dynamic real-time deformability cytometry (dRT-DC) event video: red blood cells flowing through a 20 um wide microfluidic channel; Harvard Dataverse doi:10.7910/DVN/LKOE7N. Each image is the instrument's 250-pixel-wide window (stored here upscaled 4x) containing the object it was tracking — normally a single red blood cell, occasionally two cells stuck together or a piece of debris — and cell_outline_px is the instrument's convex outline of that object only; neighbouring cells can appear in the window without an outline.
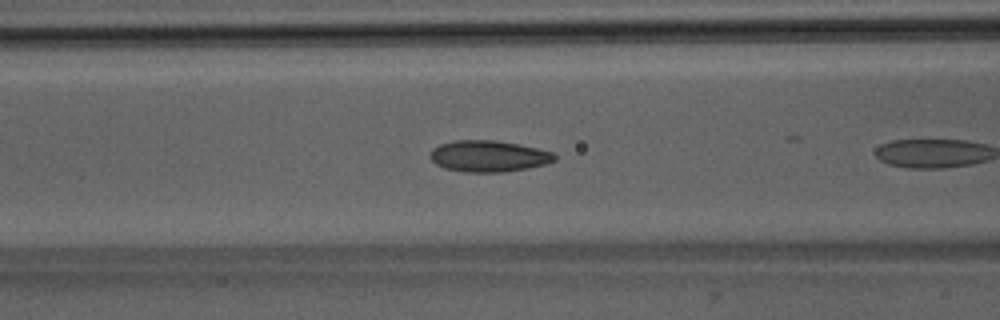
{"species": "Egyptian fruit bat (a non-hibernating species)", "species_latin": "Rousettus aegyptiacus", "temperature_condition": "room temperature", "stored_images_in_passage": 7, "camera_frame_rate_fps": 3000, "um_per_image_px": 0.085, "animal": {"sex": "male"}, "frame": {"image": 1, "passage_image": 6, "time_ms": 1.667, "image_size_px": [1000, 320], "cell_outline_px": [[556, 160], [548, 164], [528, 168], [504, 172], [464, 172], [444, 168], [436, 164], [428, 156], [432, 148], [440, 144], [456, 140], [496, 140], [536, 148], [552, 152], [556, 156]], "centroid_in_image_um": [41.51, 13.28], "position_along_channel_um": 125.1, "area_um2": 22.83}}